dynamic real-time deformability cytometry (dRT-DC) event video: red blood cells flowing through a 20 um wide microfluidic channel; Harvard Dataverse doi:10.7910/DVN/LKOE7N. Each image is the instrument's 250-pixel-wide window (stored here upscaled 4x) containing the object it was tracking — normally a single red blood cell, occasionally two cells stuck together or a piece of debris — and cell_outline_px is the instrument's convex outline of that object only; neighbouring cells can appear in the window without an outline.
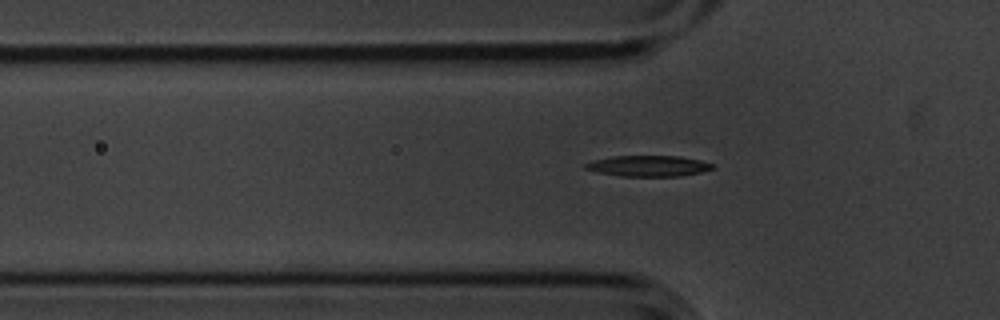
{"species": "common noctule bat (a hibernating species)", "species_latin": "Nyctalus noctula", "temperature_condition": "cold", "stored_images_in_passage": 41, "camera_frame_rate_fps": 3000, "um_per_image_px": 0.085, "animal": {"sex": "male", "body_mass_g": 20.1, "forearm_length_mm": 53.5}, "frame": {"image": 1, "passage_image": 5, "time_ms": 1.333, "image_size_px": [1000, 320], "cell_outline_px": [[716, 168], [700, 172], [680, 176], [620, 176], [596, 172], [584, 168], [584, 164], [596, 160], [612, 156], [680, 156], [700, 160], [716, 164]], "centroid_in_image_um": [55.16, 14.1], "position_along_channel_um": 70.6, "area_um2": 15.49}}
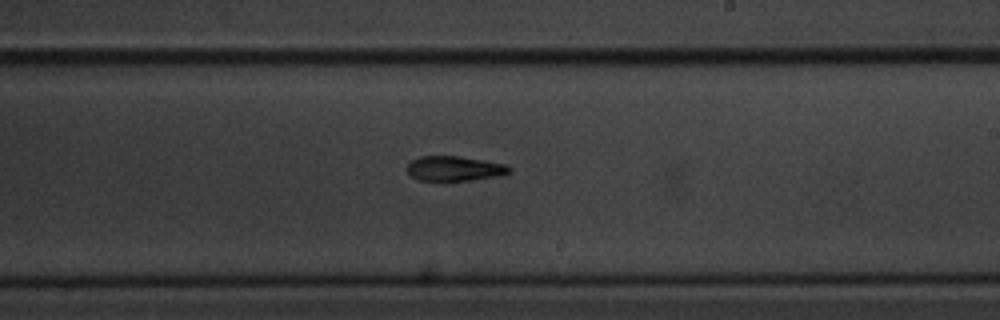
{"frame": {"image": 2, "passage_image": 20, "time_ms": 6.333, "image_size_px": [1000, 320], "cell_outline_px": [[512, 172], [472, 180], [416, 180], [404, 168], [412, 160], [420, 156], [460, 156], [484, 160], [504, 164], [512, 168]], "centroid_in_image_um": [38.58, 14.31], "position_along_channel_um": 250.4, "area_um2": 14.68}}
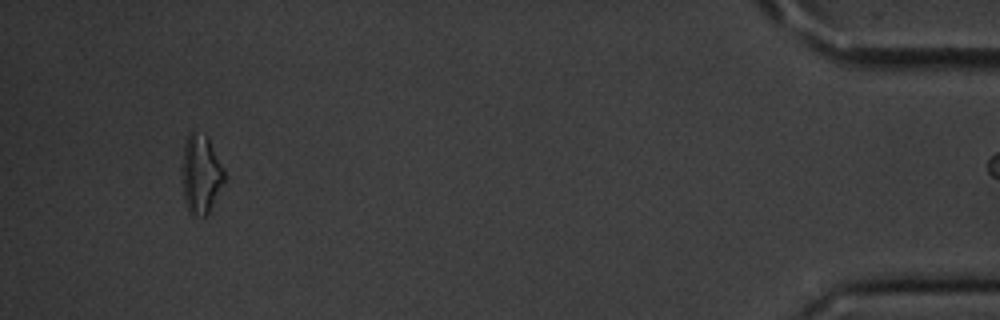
{"frame": {"image": 3, "passage_image": 40, "time_ms": 13.0, "image_size_px": [1000, 320], "cell_outline_px": [[224, 180], [208, 212], [204, 216], [192, 216], [188, 212], [184, 200], [184, 144], [188, 132], [204, 132], [208, 136], [224, 172]], "centroid_in_image_um": [17.07, 14.78], "position_along_channel_um": 418.1, "area_um2": 18.79}}